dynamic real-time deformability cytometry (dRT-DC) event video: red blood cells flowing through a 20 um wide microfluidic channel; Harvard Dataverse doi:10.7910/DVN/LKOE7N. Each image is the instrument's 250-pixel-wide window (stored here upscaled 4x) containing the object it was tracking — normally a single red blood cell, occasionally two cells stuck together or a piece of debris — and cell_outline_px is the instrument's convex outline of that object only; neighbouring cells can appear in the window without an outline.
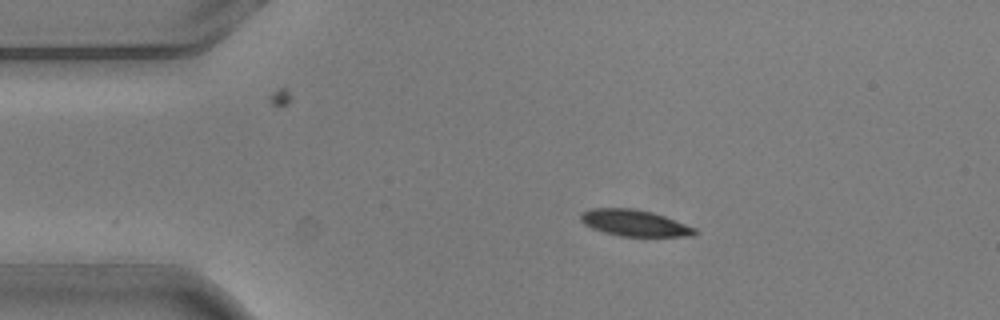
{"species": "common noctule bat (a hibernating species)", "species_latin": "Nyctalus noctula", "temperature_condition": "warm", "stored_images_in_passage": 10, "camera_frame_rate_fps": 3000, "um_per_image_px": 0.085, "animal": {"sex": "male", "body_mass_g": 20.5, "forearm_length_mm": 52.5}, "frame": {"image": 1, "passage_image": 2, "time_ms": 0.333, "image_size_px": [1000, 320], "cell_outline_px": [[700, 232], [692, 236], [620, 236], [604, 232], [592, 228], [584, 224], [580, 220], [580, 212], [592, 208], [636, 208], [652, 212], [664, 216], [696, 228]], "centroid_in_image_um": [53.92, 18.95], "position_along_channel_um": 31.1, "area_um2": 17.63}}
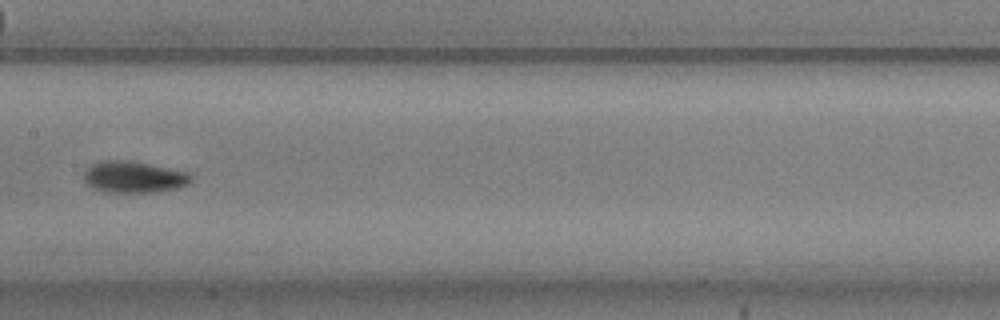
{"frame": {"image": 2, "passage_image": 7, "time_ms": 2.0, "image_size_px": [1000, 320], "cell_outline_px": [[192, 180], [188, 184], [180, 188], [156, 192], [104, 192], [92, 188], [84, 180], [84, 172], [88, 164], [100, 160], [132, 160], [192, 172]], "centroid_in_image_um": [11.39, 15.03], "position_along_channel_um": 196.0, "area_um2": 20.35}}
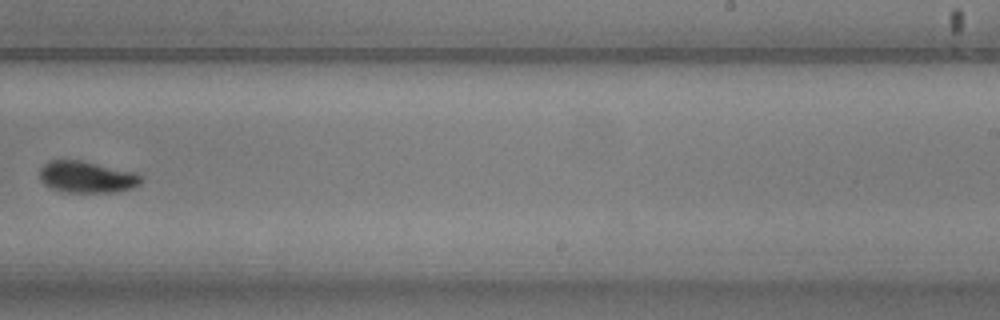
{"frame": {"image": 3, "passage_image": 9, "time_ms": 2.667, "image_size_px": [1000, 320], "cell_outline_px": [[144, 180], [140, 184], [132, 188], [116, 192], [60, 192], [44, 184], [40, 180], [40, 168], [48, 160], [80, 160], [136, 172]], "centroid_in_image_um": [7.38, 15.05], "position_along_channel_um": 281.6, "area_um2": 18.84}}